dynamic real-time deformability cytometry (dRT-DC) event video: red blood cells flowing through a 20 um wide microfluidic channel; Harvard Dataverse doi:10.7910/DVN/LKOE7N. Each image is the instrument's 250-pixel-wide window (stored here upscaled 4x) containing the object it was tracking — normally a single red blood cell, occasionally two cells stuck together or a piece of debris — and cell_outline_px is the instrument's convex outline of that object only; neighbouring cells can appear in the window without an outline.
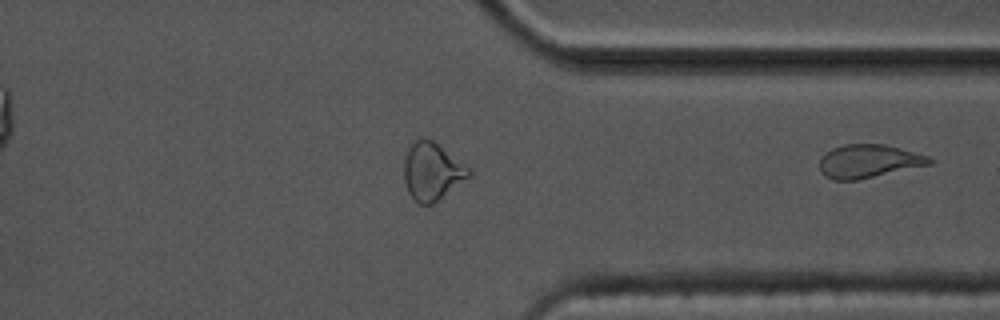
{"species": "common noctule bat (a hibernating species)", "species_latin": "Nyctalus noctula", "temperature_condition": "cold", "stored_images_in_passage": 27, "camera_frame_rate_fps": 3000, "um_per_image_px": 0.085, "animal": {"sex": "male", "body_mass_g": 17.5, "forearm_length_mm": 52.3}, "frame": {"image": 1, "passage_image": 27, "time_ms": 8.667, "image_size_px": [1000, 320], "cell_outline_px": [[936, 160], [932, 164], [856, 180], [832, 180], [824, 176], [820, 172], [820, 156], [832, 148], [844, 144], [884, 144], [900, 148], [928, 156]], "centroid_in_image_um": [73.82, 13.7], "position_along_channel_um": 337.6, "area_um2": 21.44}}